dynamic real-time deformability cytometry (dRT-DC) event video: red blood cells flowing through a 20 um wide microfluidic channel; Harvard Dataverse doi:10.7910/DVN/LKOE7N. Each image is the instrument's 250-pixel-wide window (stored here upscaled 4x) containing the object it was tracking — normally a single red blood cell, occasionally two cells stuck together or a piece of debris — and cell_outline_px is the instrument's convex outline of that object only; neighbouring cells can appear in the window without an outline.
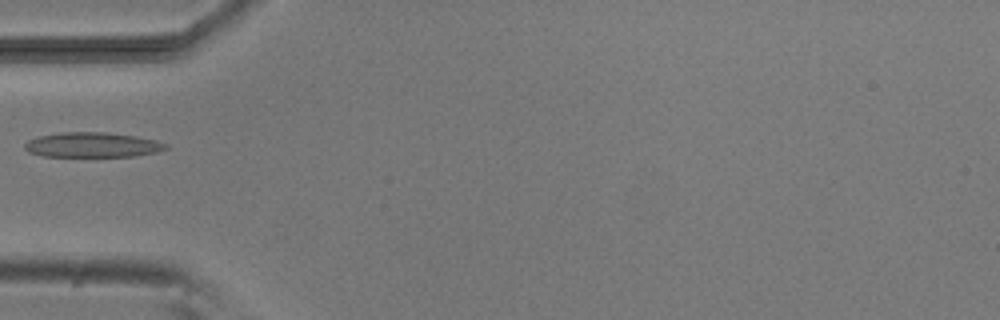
{"species": "common noctule bat (a hibernating species)", "species_latin": "Nyctalus noctula", "temperature_condition": "room temperature", "stored_images_in_passage": 6, "camera_frame_rate_fps": 3000, "um_per_image_px": 0.085, "animal": {"sex": "male", "body_mass_g": 20.5, "forearm_length_mm": 52.5}, "frame": {"image": 1, "passage_image": 2, "time_ms": 6.333, "image_size_px": [1000, 320], "cell_outline_px": [[168, 148], [156, 152], [136, 156], [44, 156], [28, 152], [24, 148], [24, 144], [28, 140], [40, 136], [60, 132], [108, 132], [136, 136], [156, 140], [168, 144]], "centroid_in_image_um": [7.87, 12.31], "position_along_channel_um": 77.1, "area_um2": 20.52}}
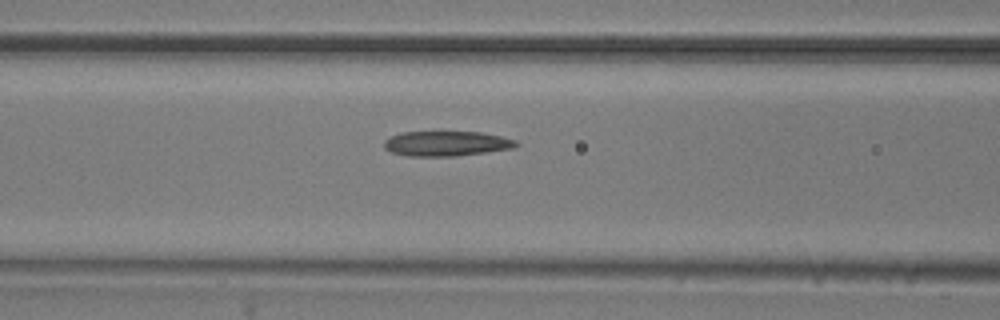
{"frame": {"image": 2, "passage_image": 6, "time_ms": 7.667, "image_size_px": [1000, 320], "cell_outline_px": [[520, 144], [512, 148], [456, 156], [408, 156], [392, 152], [384, 148], [384, 140], [392, 136], [404, 132], [480, 132], [500, 136], [516, 140]], "centroid_in_image_um": [37.94, 12.2], "position_along_channel_um": 128.7, "area_um2": 19.02}}